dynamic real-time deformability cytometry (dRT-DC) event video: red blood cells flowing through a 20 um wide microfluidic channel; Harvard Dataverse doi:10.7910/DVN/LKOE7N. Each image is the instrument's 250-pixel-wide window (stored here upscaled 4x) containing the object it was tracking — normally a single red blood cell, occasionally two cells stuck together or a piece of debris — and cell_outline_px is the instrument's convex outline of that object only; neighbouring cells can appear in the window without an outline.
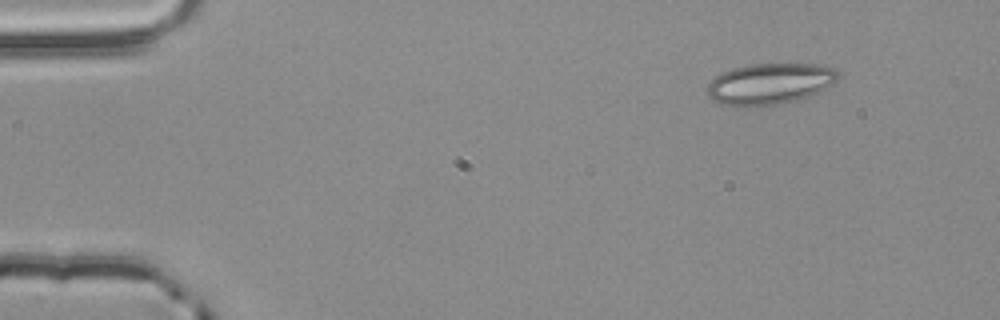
{"species": "common noctule bat (a hibernating species)", "species_latin": "Nyctalus noctula", "temperature_condition": "room temperature", "stored_images_in_passage": 4, "camera_frame_rate_fps": 3000, "um_per_image_px": 0.085, "animal": {"sex": "male", "body_mass_g": 20.4}, "frame": {"image": 1, "passage_image": 2, "time_ms": 0.333, "image_size_px": [1000, 320], "cell_outline_px": [[840, 76], [836, 84], [808, 96], [796, 100], [776, 104], [732, 108], [720, 104], [712, 100], [708, 96], [708, 84], [720, 72], [732, 68], [748, 64], [816, 64], [836, 68]], "centroid_in_image_um": [65.43, 7.12], "position_along_channel_um": 19.6, "area_um2": 31.85}}